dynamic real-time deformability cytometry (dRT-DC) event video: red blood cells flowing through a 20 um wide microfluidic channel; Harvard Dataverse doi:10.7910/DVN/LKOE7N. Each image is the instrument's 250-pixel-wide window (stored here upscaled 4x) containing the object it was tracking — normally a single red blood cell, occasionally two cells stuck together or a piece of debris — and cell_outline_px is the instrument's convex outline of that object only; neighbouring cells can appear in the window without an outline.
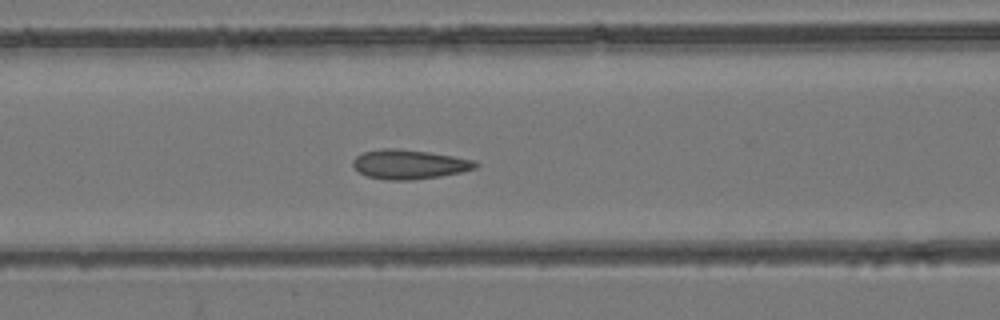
{"species": "common noctule bat (a hibernating species)", "species_latin": "Nyctalus noctula", "temperature_condition": "room temperature", "stored_images_in_passage": 18, "camera_frame_rate_fps": 3000, "um_per_image_px": 0.085, "animal": {"sex": "female", "body_mass_g": 24.6, "forearm_length_mm": 56.2}, "frame": {"image": 1, "passage_image": 11, "time_ms": 3.333, "image_size_px": [1000, 320], "cell_outline_px": [[480, 164], [476, 168], [460, 172], [440, 176], [412, 180], [388, 180], [368, 176], [360, 172], [352, 164], [352, 160], [356, 156], [364, 152], [380, 148], [396, 148], [428, 152], [476, 160]], "centroid_in_image_um": [34.8, 13.96], "position_along_channel_um": 131.8, "area_um2": 20.92}}
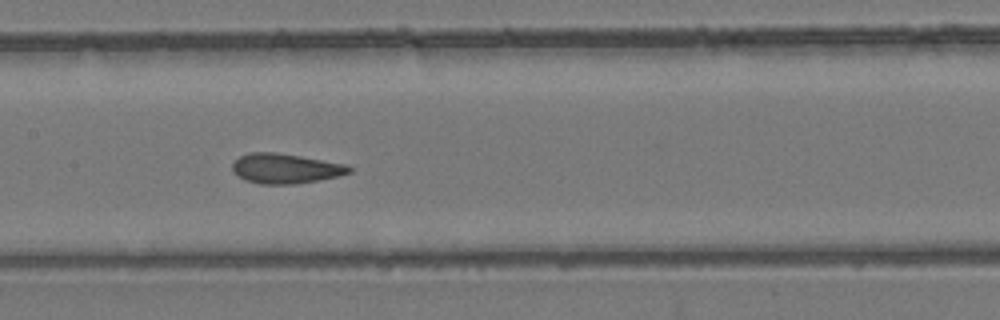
{"frame": {"image": 2, "passage_image": 15, "time_ms": 4.667, "image_size_px": [1000, 320], "cell_outline_px": [[352, 172], [340, 176], [296, 184], [260, 184], [244, 180], [232, 168], [232, 164], [240, 156], [248, 152], [276, 152], [300, 156], [344, 164], [352, 168]], "centroid_in_image_um": [24.27, 14.32], "position_along_channel_um": 183.1, "area_um2": 20.23}}